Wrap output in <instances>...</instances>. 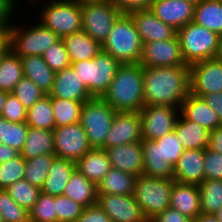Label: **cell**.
I'll return each mask as SVG.
<instances>
[{
  "label": "cell",
  "mask_w": 222,
  "mask_h": 222,
  "mask_svg": "<svg viewBox=\"0 0 222 222\" xmlns=\"http://www.w3.org/2000/svg\"><path fill=\"white\" fill-rule=\"evenodd\" d=\"M139 113L142 139L158 140L175 129L180 109L171 105H149Z\"/></svg>",
  "instance_id": "7c38bea8"
},
{
  "label": "cell",
  "mask_w": 222,
  "mask_h": 222,
  "mask_svg": "<svg viewBox=\"0 0 222 222\" xmlns=\"http://www.w3.org/2000/svg\"><path fill=\"white\" fill-rule=\"evenodd\" d=\"M206 104L211 107L218 115L219 120L222 122V92L211 93L202 97Z\"/></svg>",
  "instance_id": "db71d44e"
},
{
  "label": "cell",
  "mask_w": 222,
  "mask_h": 222,
  "mask_svg": "<svg viewBox=\"0 0 222 222\" xmlns=\"http://www.w3.org/2000/svg\"><path fill=\"white\" fill-rule=\"evenodd\" d=\"M46 64L56 73L71 66V62L62 38L51 45L42 55Z\"/></svg>",
  "instance_id": "f6af8a7d"
},
{
  "label": "cell",
  "mask_w": 222,
  "mask_h": 222,
  "mask_svg": "<svg viewBox=\"0 0 222 222\" xmlns=\"http://www.w3.org/2000/svg\"><path fill=\"white\" fill-rule=\"evenodd\" d=\"M71 63L92 60L101 51V45L85 32L78 31L62 38Z\"/></svg>",
  "instance_id": "484cf974"
},
{
  "label": "cell",
  "mask_w": 222,
  "mask_h": 222,
  "mask_svg": "<svg viewBox=\"0 0 222 222\" xmlns=\"http://www.w3.org/2000/svg\"><path fill=\"white\" fill-rule=\"evenodd\" d=\"M113 168L135 176L143 174L144 162L141 142L104 148Z\"/></svg>",
  "instance_id": "d6986e66"
},
{
  "label": "cell",
  "mask_w": 222,
  "mask_h": 222,
  "mask_svg": "<svg viewBox=\"0 0 222 222\" xmlns=\"http://www.w3.org/2000/svg\"><path fill=\"white\" fill-rule=\"evenodd\" d=\"M26 124L33 128L53 131L55 126L51 97L45 95L27 109Z\"/></svg>",
  "instance_id": "836d02e7"
},
{
  "label": "cell",
  "mask_w": 222,
  "mask_h": 222,
  "mask_svg": "<svg viewBox=\"0 0 222 222\" xmlns=\"http://www.w3.org/2000/svg\"><path fill=\"white\" fill-rule=\"evenodd\" d=\"M82 31L100 45L122 15L111 0H81Z\"/></svg>",
  "instance_id": "8fae6325"
},
{
  "label": "cell",
  "mask_w": 222,
  "mask_h": 222,
  "mask_svg": "<svg viewBox=\"0 0 222 222\" xmlns=\"http://www.w3.org/2000/svg\"><path fill=\"white\" fill-rule=\"evenodd\" d=\"M142 141L139 112H117L107 133L105 148Z\"/></svg>",
  "instance_id": "e0dca14e"
},
{
  "label": "cell",
  "mask_w": 222,
  "mask_h": 222,
  "mask_svg": "<svg viewBox=\"0 0 222 222\" xmlns=\"http://www.w3.org/2000/svg\"><path fill=\"white\" fill-rule=\"evenodd\" d=\"M10 50L9 48V45L3 50L0 52V65H1V62H2V59H3V56Z\"/></svg>",
  "instance_id": "6125c7cd"
},
{
  "label": "cell",
  "mask_w": 222,
  "mask_h": 222,
  "mask_svg": "<svg viewBox=\"0 0 222 222\" xmlns=\"http://www.w3.org/2000/svg\"><path fill=\"white\" fill-rule=\"evenodd\" d=\"M129 15L135 22L142 43L170 39L176 34V30L157 18L149 9L134 11Z\"/></svg>",
  "instance_id": "44dd1931"
},
{
  "label": "cell",
  "mask_w": 222,
  "mask_h": 222,
  "mask_svg": "<svg viewBox=\"0 0 222 222\" xmlns=\"http://www.w3.org/2000/svg\"><path fill=\"white\" fill-rule=\"evenodd\" d=\"M28 125L26 122L15 123L0 117V143L17 149H23L27 138Z\"/></svg>",
  "instance_id": "f35d334b"
},
{
  "label": "cell",
  "mask_w": 222,
  "mask_h": 222,
  "mask_svg": "<svg viewBox=\"0 0 222 222\" xmlns=\"http://www.w3.org/2000/svg\"><path fill=\"white\" fill-rule=\"evenodd\" d=\"M116 113L103 98L93 97L83 103L80 123L92 148H105L107 133Z\"/></svg>",
  "instance_id": "30bf717a"
},
{
  "label": "cell",
  "mask_w": 222,
  "mask_h": 222,
  "mask_svg": "<svg viewBox=\"0 0 222 222\" xmlns=\"http://www.w3.org/2000/svg\"><path fill=\"white\" fill-rule=\"evenodd\" d=\"M0 222H4L3 217L0 214Z\"/></svg>",
  "instance_id": "03108f58"
},
{
  "label": "cell",
  "mask_w": 222,
  "mask_h": 222,
  "mask_svg": "<svg viewBox=\"0 0 222 222\" xmlns=\"http://www.w3.org/2000/svg\"><path fill=\"white\" fill-rule=\"evenodd\" d=\"M10 25H0V52L9 45Z\"/></svg>",
  "instance_id": "6f0895ef"
},
{
  "label": "cell",
  "mask_w": 222,
  "mask_h": 222,
  "mask_svg": "<svg viewBox=\"0 0 222 222\" xmlns=\"http://www.w3.org/2000/svg\"><path fill=\"white\" fill-rule=\"evenodd\" d=\"M120 65L118 60L103 51L92 60L71 63L89 94L96 98H102L106 93Z\"/></svg>",
  "instance_id": "ba28073f"
},
{
  "label": "cell",
  "mask_w": 222,
  "mask_h": 222,
  "mask_svg": "<svg viewBox=\"0 0 222 222\" xmlns=\"http://www.w3.org/2000/svg\"><path fill=\"white\" fill-rule=\"evenodd\" d=\"M143 174L165 179L174 178V166L184 148L174 130L158 140L142 139Z\"/></svg>",
  "instance_id": "3957f363"
},
{
  "label": "cell",
  "mask_w": 222,
  "mask_h": 222,
  "mask_svg": "<svg viewBox=\"0 0 222 222\" xmlns=\"http://www.w3.org/2000/svg\"><path fill=\"white\" fill-rule=\"evenodd\" d=\"M48 2L43 3L37 13L38 22L44 27L52 30L60 38L82 30L81 0Z\"/></svg>",
  "instance_id": "52a82bcc"
},
{
  "label": "cell",
  "mask_w": 222,
  "mask_h": 222,
  "mask_svg": "<svg viewBox=\"0 0 222 222\" xmlns=\"http://www.w3.org/2000/svg\"><path fill=\"white\" fill-rule=\"evenodd\" d=\"M112 168L104 149L92 148L76 162V169L96 185Z\"/></svg>",
  "instance_id": "d4e9b609"
},
{
  "label": "cell",
  "mask_w": 222,
  "mask_h": 222,
  "mask_svg": "<svg viewBox=\"0 0 222 222\" xmlns=\"http://www.w3.org/2000/svg\"><path fill=\"white\" fill-rule=\"evenodd\" d=\"M193 222H219L214 214L201 213Z\"/></svg>",
  "instance_id": "680465c9"
},
{
  "label": "cell",
  "mask_w": 222,
  "mask_h": 222,
  "mask_svg": "<svg viewBox=\"0 0 222 222\" xmlns=\"http://www.w3.org/2000/svg\"><path fill=\"white\" fill-rule=\"evenodd\" d=\"M97 204L112 222H148L133 195L98 194Z\"/></svg>",
  "instance_id": "2e32d148"
},
{
  "label": "cell",
  "mask_w": 222,
  "mask_h": 222,
  "mask_svg": "<svg viewBox=\"0 0 222 222\" xmlns=\"http://www.w3.org/2000/svg\"><path fill=\"white\" fill-rule=\"evenodd\" d=\"M186 65L220 56L222 37L194 22L176 31Z\"/></svg>",
  "instance_id": "5b68a950"
},
{
  "label": "cell",
  "mask_w": 222,
  "mask_h": 222,
  "mask_svg": "<svg viewBox=\"0 0 222 222\" xmlns=\"http://www.w3.org/2000/svg\"><path fill=\"white\" fill-rule=\"evenodd\" d=\"M142 45L132 17L122 14L114 23L101 49L121 64H136L140 61Z\"/></svg>",
  "instance_id": "277c9868"
},
{
  "label": "cell",
  "mask_w": 222,
  "mask_h": 222,
  "mask_svg": "<svg viewBox=\"0 0 222 222\" xmlns=\"http://www.w3.org/2000/svg\"><path fill=\"white\" fill-rule=\"evenodd\" d=\"M174 132L184 149H205L208 147L210 131L198 123L187 120L181 113Z\"/></svg>",
  "instance_id": "f1b7e54d"
},
{
  "label": "cell",
  "mask_w": 222,
  "mask_h": 222,
  "mask_svg": "<svg viewBox=\"0 0 222 222\" xmlns=\"http://www.w3.org/2000/svg\"><path fill=\"white\" fill-rule=\"evenodd\" d=\"M193 22L222 37V3L205 0L195 4Z\"/></svg>",
  "instance_id": "d6a6232c"
},
{
  "label": "cell",
  "mask_w": 222,
  "mask_h": 222,
  "mask_svg": "<svg viewBox=\"0 0 222 222\" xmlns=\"http://www.w3.org/2000/svg\"><path fill=\"white\" fill-rule=\"evenodd\" d=\"M23 77L21 58L9 50L0 65V90L11 93Z\"/></svg>",
  "instance_id": "e575fe53"
},
{
  "label": "cell",
  "mask_w": 222,
  "mask_h": 222,
  "mask_svg": "<svg viewBox=\"0 0 222 222\" xmlns=\"http://www.w3.org/2000/svg\"><path fill=\"white\" fill-rule=\"evenodd\" d=\"M204 172L205 179L222 180V154L204 149Z\"/></svg>",
  "instance_id": "c3c4849f"
},
{
  "label": "cell",
  "mask_w": 222,
  "mask_h": 222,
  "mask_svg": "<svg viewBox=\"0 0 222 222\" xmlns=\"http://www.w3.org/2000/svg\"><path fill=\"white\" fill-rule=\"evenodd\" d=\"M198 186L201 213L215 214L222 206V180L204 179Z\"/></svg>",
  "instance_id": "d590c367"
},
{
  "label": "cell",
  "mask_w": 222,
  "mask_h": 222,
  "mask_svg": "<svg viewBox=\"0 0 222 222\" xmlns=\"http://www.w3.org/2000/svg\"><path fill=\"white\" fill-rule=\"evenodd\" d=\"M63 195L86 208L97 204V185L75 169L64 188Z\"/></svg>",
  "instance_id": "4316f807"
},
{
  "label": "cell",
  "mask_w": 222,
  "mask_h": 222,
  "mask_svg": "<svg viewBox=\"0 0 222 222\" xmlns=\"http://www.w3.org/2000/svg\"><path fill=\"white\" fill-rule=\"evenodd\" d=\"M143 67L121 64L102 98L117 112H140L144 107Z\"/></svg>",
  "instance_id": "7a4b0ae2"
},
{
  "label": "cell",
  "mask_w": 222,
  "mask_h": 222,
  "mask_svg": "<svg viewBox=\"0 0 222 222\" xmlns=\"http://www.w3.org/2000/svg\"><path fill=\"white\" fill-rule=\"evenodd\" d=\"M220 57L222 58V45H221V53H220Z\"/></svg>",
  "instance_id": "003e7915"
},
{
  "label": "cell",
  "mask_w": 222,
  "mask_h": 222,
  "mask_svg": "<svg viewBox=\"0 0 222 222\" xmlns=\"http://www.w3.org/2000/svg\"><path fill=\"white\" fill-rule=\"evenodd\" d=\"M11 22L9 28V48L18 57L42 56L44 52L61 38L40 22L18 25ZM27 26V27H26Z\"/></svg>",
  "instance_id": "8992f818"
},
{
  "label": "cell",
  "mask_w": 222,
  "mask_h": 222,
  "mask_svg": "<svg viewBox=\"0 0 222 222\" xmlns=\"http://www.w3.org/2000/svg\"><path fill=\"white\" fill-rule=\"evenodd\" d=\"M22 1H24V2L26 1V2H27V3H26L27 5H28V3H29L28 6L34 5V4L36 5L37 3L41 4L40 2H38L39 0H37V1H36V0H22Z\"/></svg>",
  "instance_id": "be15d7a7"
},
{
  "label": "cell",
  "mask_w": 222,
  "mask_h": 222,
  "mask_svg": "<svg viewBox=\"0 0 222 222\" xmlns=\"http://www.w3.org/2000/svg\"><path fill=\"white\" fill-rule=\"evenodd\" d=\"M6 191L16 203L28 211L34 206L41 193L40 188L31 185L25 179L13 183Z\"/></svg>",
  "instance_id": "ab89813d"
},
{
  "label": "cell",
  "mask_w": 222,
  "mask_h": 222,
  "mask_svg": "<svg viewBox=\"0 0 222 222\" xmlns=\"http://www.w3.org/2000/svg\"><path fill=\"white\" fill-rule=\"evenodd\" d=\"M30 222H57L56 196L40 193L34 206L29 210Z\"/></svg>",
  "instance_id": "60d3db41"
},
{
  "label": "cell",
  "mask_w": 222,
  "mask_h": 222,
  "mask_svg": "<svg viewBox=\"0 0 222 222\" xmlns=\"http://www.w3.org/2000/svg\"><path fill=\"white\" fill-rule=\"evenodd\" d=\"M26 108L32 107L46 94L31 80L23 77L11 92Z\"/></svg>",
  "instance_id": "ee69618b"
},
{
  "label": "cell",
  "mask_w": 222,
  "mask_h": 222,
  "mask_svg": "<svg viewBox=\"0 0 222 222\" xmlns=\"http://www.w3.org/2000/svg\"><path fill=\"white\" fill-rule=\"evenodd\" d=\"M190 67V93L203 97L222 92V58L193 63Z\"/></svg>",
  "instance_id": "5bb4252c"
},
{
  "label": "cell",
  "mask_w": 222,
  "mask_h": 222,
  "mask_svg": "<svg viewBox=\"0 0 222 222\" xmlns=\"http://www.w3.org/2000/svg\"><path fill=\"white\" fill-rule=\"evenodd\" d=\"M170 207L177 209L194 221L201 214L199 186L175 181L171 193Z\"/></svg>",
  "instance_id": "603a6c76"
},
{
  "label": "cell",
  "mask_w": 222,
  "mask_h": 222,
  "mask_svg": "<svg viewBox=\"0 0 222 222\" xmlns=\"http://www.w3.org/2000/svg\"><path fill=\"white\" fill-rule=\"evenodd\" d=\"M45 154H54L53 131L28 126L27 138L20 155L28 160Z\"/></svg>",
  "instance_id": "4dcf8cb0"
},
{
  "label": "cell",
  "mask_w": 222,
  "mask_h": 222,
  "mask_svg": "<svg viewBox=\"0 0 222 222\" xmlns=\"http://www.w3.org/2000/svg\"><path fill=\"white\" fill-rule=\"evenodd\" d=\"M8 94H9V92L0 90V117H1V113L3 111V108H4V105H5L6 98H7Z\"/></svg>",
  "instance_id": "91938a15"
},
{
  "label": "cell",
  "mask_w": 222,
  "mask_h": 222,
  "mask_svg": "<svg viewBox=\"0 0 222 222\" xmlns=\"http://www.w3.org/2000/svg\"><path fill=\"white\" fill-rule=\"evenodd\" d=\"M1 117L5 118L10 122H26L27 109L19 102V100L12 93H9L6 98Z\"/></svg>",
  "instance_id": "7dc6e473"
},
{
  "label": "cell",
  "mask_w": 222,
  "mask_h": 222,
  "mask_svg": "<svg viewBox=\"0 0 222 222\" xmlns=\"http://www.w3.org/2000/svg\"><path fill=\"white\" fill-rule=\"evenodd\" d=\"M26 160L18 157L0 164V190H6L13 183L24 178Z\"/></svg>",
  "instance_id": "b9f144b4"
},
{
  "label": "cell",
  "mask_w": 222,
  "mask_h": 222,
  "mask_svg": "<svg viewBox=\"0 0 222 222\" xmlns=\"http://www.w3.org/2000/svg\"><path fill=\"white\" fill-rule=\"evenodd\" d=\"M219 222H222V206L220 209L214 214Z\"/></svg>",
  "instance_id": "94428289"
},
{
  "label": "cell",
  "mask_w": 222,
  "mask_h": 222,
  "mask_svg": "<svg viewBox=\"0 0 222 222\" xmlns=\"http://www.w3.org/2000/svg\"><path fill=\"white\" fill-rule=\"evenodd\" d=\"M190 67H143L144 106L171 105L178 109L190 93Z\"/></svg>",
  "instance_id": "6da1fadb"
},
{
  "label": "cell",
  "mask_w": 222,
  "mask_h": 222,
  "mask_svg": "<svg viewBox=\"0 0 222 222\" xmlns=\"http://www.w3.org/2000/svg\"><path fill=\"white\" fill-rule=\"evenodd\" d=\"M188 1H191V2H193L194 4H197V3H201V2H203V1H205V0H188Z\"/></svg>",
  "instance_id": "e7e4bbea"
},
{
  "label": "cell",
  "mask_w": 222,
  "mask_h": 222,
  "mask_svg": "<svg viewBox=\"0 0 222 222\" xmlns=\"http://www.w3.org/2000/svg\"><path fill=\"white\" fill-rule=\"evenodd\" d=\"M82 210L83 207L71 198L64 195L56 196L57 222H75Z\"/></svg>",
  "instance_id": "bcb514c9"
},
{
  "label": "cell",
  "mask_w": 222,
  "mask_h": 222,
  "mask_svg": "<svg viewBox=\"0 0 222 222\" xmlns=\"http://www.w3.org/2000/svg\"><path fill=\"white\" fill-rule=\"evenodd\" d=\"M19 155L20 152L17 149L0 143V164L14 159Z\"/></svg>",
  "instance_id": "9f6ffc18"
},
{
  "label": "cell",
  "mask_w": 222,
  "mask_h": 222,
  "mask_svg": "<svg viewBox=\"0 0 222 222\" xmlns=\"http://www.w3.org/2000/svg\"><path fill=\"white\" fill-rule=\"evenodd\" d=\"M75 169L76 162L56 157L48 171L41 192L51 196L63 195L64 188Z\"/></svg>",
  "instance_id": "f546056e"
},
{
  "label": "cell",
  "mask_w": 222,
  "mask_h": 222,
  "mask_svg": "<svg viewBox=\"0 0 222 222\" xmlns=\"http://www.w3.org/2000/svg\"><path fill=\"white\" fill-rule=\"evenodd\" d=\"M122 14L150 9L153 0H111Z\"/></svg>",
  "instance_id": "f907efd6"
},
{
  "label": "cell",
  "mask_w": 222,
  "mask_h": 222,
  "mask_svg": "<svg viewBox=\"0 0 222 222\" xmlns=\"http://www.w3.org/2000/svg\"><path fill=\"white\" fill-rule=\"evenodd\" d=\"M85 101L51 98L55 126H65L80 122L81 108Z\"/></svg>",
  "instance_id": "8d00e7d4"
},
{
  "label": "cell",
  "mask_w": 222,
  "mask_h": 222,
  "mask_svg": "<svg viewBox=\"0 0 222 222\" xmlns=\"http://www.w3.org/2000/svg\"><path fill=\"white\" fill-rule=\"evenodd\" d=\"M75 222H112L98 204L83 208Z\"/></svg>",
  "instance_id": "681fc988"
},
{
  "label": "cell",
  "mask_w": 222,
  "mask_h": 222,
  "mask_svg": "<svg viewBox=\"0 0 222 222\" xmlns=\"http://www.w3.org/2000/svg\"><path fill=\"white\" fill-rule=\"evenodd\" d=\"M56 157L55 154H45L26 160L23 179L41 189Z\"/></svg>",
  "instance_id": "74e56055"
},
{
  "label": "cell",
  "mask_w": 222,
  "mask_h": 222,
  "mask_svg": "<svg viewBox=\"0 0 222 222\" xmlns=\"http://www.w3.org/2000/svg\"><path fill=\"white\" fill-rule=\"evenodd\" d=\"M0 214L4 222H30L29 211L16 203L6 190H0Z\"/></svg>",
  "instance_id": "7bdbcfd3"
},
{
  "label": "cell",
  "mask_w": 222,
  "mask_h": 222,
  "mask_svg": "<svg viewBox=\"0 0 222 222\" xmlns=\"http://www.w3.org/2000/svg\"><path fill=\"white\" fill-rule=\"evenodd\" d=\"M207 148L222 154V125L209 132Z\"/></svg>",
  "instance_id": "11a10c76"
},
{
  "label": "cell",
  "mask_w": 222,
  "mask_h": 222,
  "mask_svg": "<svg viewBox=\"0 0 222 222\" xmlns=\"http://www.w3.org/2000/svg\"><path fill=\"white\" fill-rule=\"evenodd\" d=\"M149 222H193V220L186 215H183L177 209L168 207L161 213L157 214Z\"/></svg>",
  "instance_id": "f5cc1de1"
},
{
  "label": "cell",
  "mask_w": 222,
  "mask_h": 222,
  "mask_svg": "<svg viewBox=\"0 0 222 222\" xmlns=\"http://www.w3.org/2000/svg\"><path fill=\"white\" fill-rule=\"evenodd\" d=\"M174 179L140 175L137 177L133 196L148 222L170 207Z\"/></svg>",
  "instance_id": "9c48e42d"
},
{
  "label": "cell",
  "mask_w": 222,
  "mask_h": 222,
  "mask_svg": "<svg viewBox=\"0 0 222 222\" xmlns=\"http://www.w3.org/2000/svg\"><path fill=\"white\" fill-rule=\"evenodd\" d=\"M53 135L54 154L58 158L77 162L83 155L92 149L80 122L55 127Z\"/></svg>",
  "instance_id": "4fadbf2b"
},
{
  "label": "cell",
  "mask_w": 222,
  "mask_h": 222,
  "mask_svg": "<svg viewBox=\"0 0 222 222\" xmlns=\"http://www.w3.org/2000/svg\"><path fill=\"white\" fill-rule=\"evenodd\" d=\"M17 3L18 0H0V25H10L14 21L13 17L19 9Z\"/></svg>",
  "instance_id": "816d5d0a"
},
{
  "label": "cell",
  "mask_w": 222,
  "mask_h": 222,
  "mask_svg": "<svg viewBox=\"0 0 222 222\" xmlns=\"http://www.w3.org/2000/svg\"><path fill=\"white\" fill-rule=\"evenodd\" d=\"M204 149H184L174 166V180L199 185L205 179Z\"/></svg>",
  "instance_id": "7402d4cb"
},
{
  "label": "cell",
  "mask_w": 222,
  "mask_h": 222,
  "mask_svg": "<svg viewBox=\"0 0 222 222\" xmlns=\"http://www.w3.org/2000/svg\"><path fill=\"white\" fill-rule=\"evenodd\" d=\"M137 176L111 168L97 184V194L133 195Z\"/></svg>",
  "instance_id": "1f68e13d"
},
{
  "label": "cell",
  "mask_w": 222,
  "mask_h": 222,
  "mask_svg": "<svg viewBox=\"0 0 222 222\" xmlns=\"http://www.w3.org/2000/svg\"><path fill=\"white\" fill-rule=\"evenodd\" d=\"M78 75L71 66L56 72L49 96L74 101H87L93 98Z\"/></svg>",
  "instance_id": "ffe728a7"
},
{
  "label": "cell",
  "mask_w": 222,
  "mask_h": 222,
  "mask_svg": "<svg viewBox=\"0 0 222 222\" xmlns=\"http://www.w3.org/2000/svg\"><path fill=\"white\" fill-rule=\"evenodd\" d=\"M195 4L188 0H153L150 11L174 30L193 22Z\"/></svg>",
  "instance_id": "ac0fdd59"
},
{
  "label": "cell",
  "mask_w": 222,
  "mask_h": 222,
  "mask_svg": "<svg viewBox=\"0 0 222 222\" xmlns=\"http://www.w3.org/2000/svg\"><path fill=\"white\" fill-rule=\"evenodd\" d=\"M139 64L142 67L188 66L176 34L170 39L143 43Z\"/></svg>",
  "instance_id": "9a60e30c"
},
{
  "label": "cell",
  "mask_w": 222,
  "mask_h": 222,
  "mask_svg": "<svg viewBox=\"0 0 222 222\" xmlns=\"http://www.w3.org/2000/svg\"><path fill=\"white\" fill-rule=\"evenodd\" d=\"M180 113L192 122L198 123L211 131L222 125L218 115L209 107L202 97L189 93L182 102Z\"/></svg>",
  "instance_id": "cb8c5ba5"
},
{
  "label": "cell",
  "mask_w": 222,
  "mask_h": 222,
  "mask_svg": "<svg viewBox=\"0 0 222 222\" xmlns=\"http://www.w3.org/2000/svg\"><path fill=\"white\" fill-rule=\"evenodd\" d=\"M23 75L31 79L46 95L52 91L55 72L46 64L43 56L21 58Z\"/></svg>",
  "instance_id": "83f0119b"
}]
</instances>
